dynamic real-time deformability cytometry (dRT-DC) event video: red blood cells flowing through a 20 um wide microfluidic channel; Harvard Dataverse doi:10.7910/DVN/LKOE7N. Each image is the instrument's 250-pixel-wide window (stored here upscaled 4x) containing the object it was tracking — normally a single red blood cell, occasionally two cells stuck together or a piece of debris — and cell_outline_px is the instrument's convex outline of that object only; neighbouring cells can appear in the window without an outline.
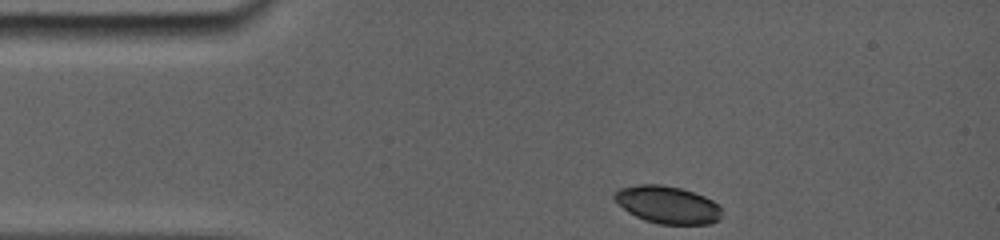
{"species": "common noctule bat (a hibernating species)", "species_latin": "Nyctalus noctula", "temperature_condition": "room temperature", "stored_images_in_passage": 5, "camera_frame_rate_fps": 5000, "um_per_image_px": 0.085, "animal": {"sex": "female", "body_mass_g": 19.0, "forearm_length_mm": 56.7}, "frame": {"image": 1, "passage_image": 1, "time_ms": 0.0, "image_size_px": [1000, 240], "cell_outline_px": [[720, 220], [708, 224], [660, 224], [644, 220], [628, 212], [612, 196], [612, 192], [616, 188], [636, 184], [660, 184], [680, 188], [704, 196], [712, 200], [720, 208]], "centroid_in_image_um": [56.69, 17.39], "position_along_channel_um": 28.3, "area_um2": 23.47}}
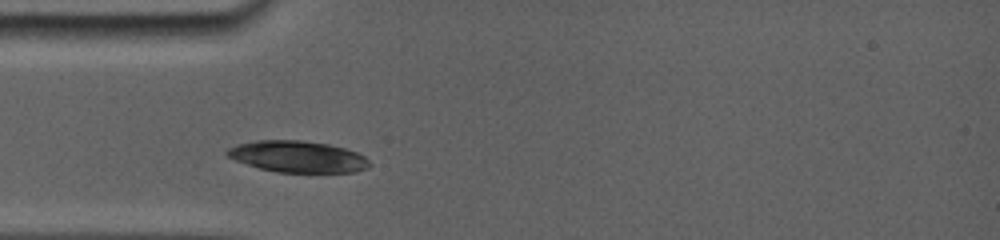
{"frame": {"image": 2, "passage_image": 4, "time_ms": 2.0, "image_size_px": [1000, 240], "cell_outline_px": [[368, 168], [356, 172], [276, 172], [260, 168], [236, 160], [228, 156], [224, 152], [228, 148], [240, 144], [260, 140], [296, 140], [328, 144], [344, 148], [356, 152], [364, 156], [368, 160]], "centroid_in_image_um": [25.31, 13.32], "position_along_channel_um": 59.7, "area_um2": 25.72}}